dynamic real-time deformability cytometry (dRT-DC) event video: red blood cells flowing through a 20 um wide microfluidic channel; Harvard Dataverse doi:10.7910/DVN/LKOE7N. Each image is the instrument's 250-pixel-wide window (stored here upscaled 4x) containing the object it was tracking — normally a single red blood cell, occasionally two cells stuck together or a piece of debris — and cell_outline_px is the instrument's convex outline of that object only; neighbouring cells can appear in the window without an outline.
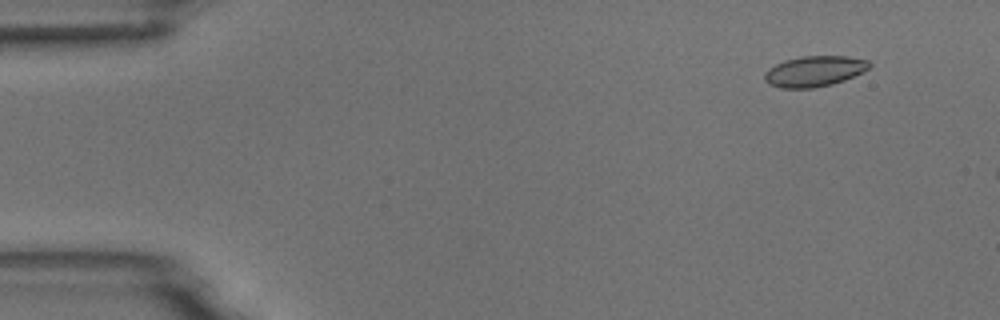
{"species": "common noctule bat (a hibernating species)", "species_latin": "Nyctalus noctula", "temperature_condition": "room temperature", "stored_images_in_passage": 14, "camera_frame_rate_fps": 3000, "um_per_image_px": 0.085, "animal": {"sex": "male", "body_mass_g": 18.8}, "frame": {"image": 1, "passage_image": 5, "time_ms": 1.333, "image_size_px": [1000, 320], "cell_outline_px": [[872, 64], [868, 68], [844, 80], [832, 84], [812, 88], [780, 88], [768, 84], [764, 80], [764, 72], [768, 68], [784, 60], [800, 56], [848, 56], [868, 60]], "centroid_in_image_um": [69.17, 6.05], "position_along_channel_um": 15.8, "area_um2": 18.73}}